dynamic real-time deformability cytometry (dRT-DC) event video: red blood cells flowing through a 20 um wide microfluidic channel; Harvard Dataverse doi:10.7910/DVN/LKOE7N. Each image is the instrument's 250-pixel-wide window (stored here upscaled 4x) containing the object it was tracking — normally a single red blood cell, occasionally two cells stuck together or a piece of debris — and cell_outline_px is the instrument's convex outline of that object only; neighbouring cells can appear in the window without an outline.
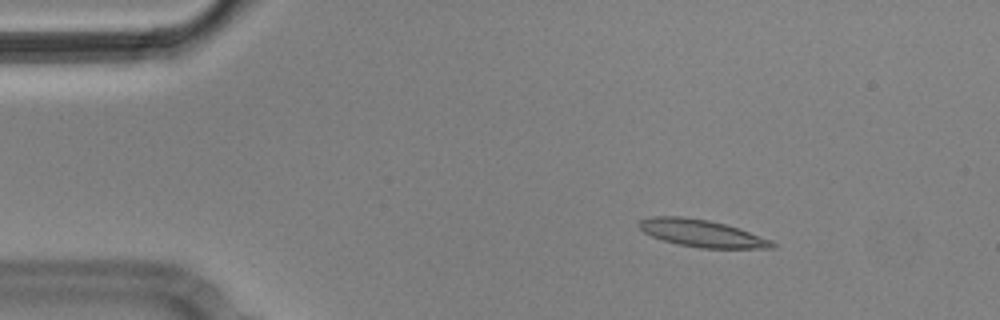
{"species": "Egyptian fruit bat (a non-hibernating species)", "species_latin": "Rousettus aegyptiacus", "temperature_condition": "cold", "stored_images_in_passage": 4, "camera_frame_rate_fps": 3000, "um_per_image_px": 0.085, "animal": {"sex": "male"}, "frame": {"image": 1, "passage_image": 3, "time_ms": 0.667, "image_size_px": [1000, 320], "cell_outline_px": [[776, 248], [700, 248], [680, 244], [664, 240], [652, 236], [644, 232], [636, 224], [640, 220], [652, 216], [680, 216], [708, 220], [740, 228], [772, 240], [776, 244]], "centroid_in_image_um": [59.67, 19.82], "position_along_channel_um": 25.3, "area_um2": 21.04}}